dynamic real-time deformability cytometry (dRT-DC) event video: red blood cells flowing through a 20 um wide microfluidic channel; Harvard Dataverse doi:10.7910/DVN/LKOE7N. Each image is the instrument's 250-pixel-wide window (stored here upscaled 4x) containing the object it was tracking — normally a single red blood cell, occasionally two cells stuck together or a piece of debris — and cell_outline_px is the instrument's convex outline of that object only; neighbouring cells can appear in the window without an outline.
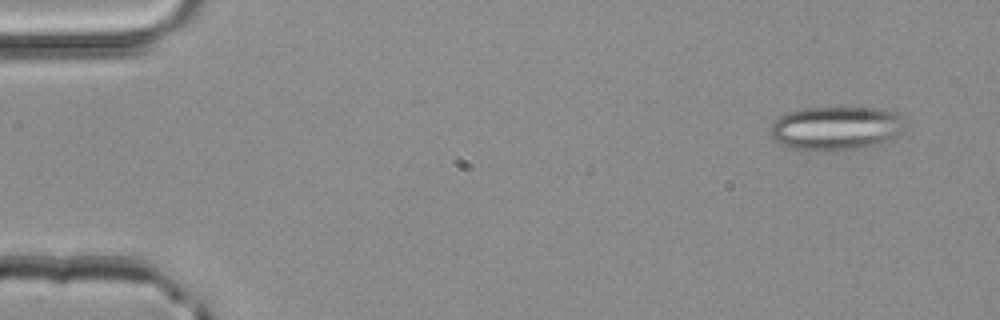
{"species": "common noctule bat (a hibernating species)", "species_latin": "Nyctalus noctula", "temperature_condition": "room temperature", "stored_images_in_passage": 3, "camera_frame_rate_fps": 3000, "um_per_image_px": 0.085, "animal": {"sex": "male", "body_mass_g": 20.4}, "frame": {"image": 1, "passage_image": 1, "time_ms": 0.0, "image_size_px": [1000, 320], "cell_outline_px": [[904, 128], [900, 132], [884, 144], [872, 148], [836, 152], [808, 152], [792, 148], [780, 144], [772, 136], [772, 124], [784, 112], [804, 108], [888, 108], [900, 112], [904, 116]], "centroid_in_image_um": [71.14, 10.93], "position_along_channel_um": 13.9, "area_um2": 35.72}}